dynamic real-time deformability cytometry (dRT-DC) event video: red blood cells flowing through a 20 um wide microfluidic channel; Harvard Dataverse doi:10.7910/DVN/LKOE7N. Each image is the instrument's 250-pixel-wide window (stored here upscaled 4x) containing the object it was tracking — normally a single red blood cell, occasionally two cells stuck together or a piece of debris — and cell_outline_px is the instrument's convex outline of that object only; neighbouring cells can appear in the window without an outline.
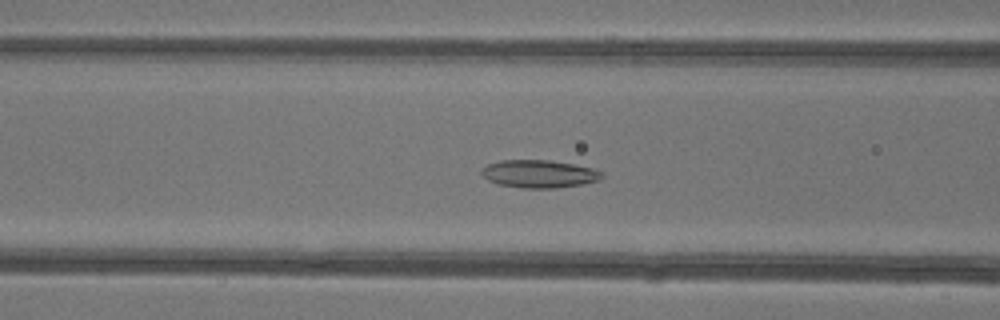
{"species": "common noctule bat (a hibernating species)", "species_latin": "Nyctalus noctula", "temperature_condition": "warm", "stored_images_in_passage": 51, "camera_frame_rate_fps": 3000, "um_per_image_px": 0.085, "animal": {"sex": "female"}, "frame": {"image": 1, "passage_image": 22, "time_ms": 7.0, "image_size_px": [1000, 320], "cell_outline_px": [[604, 176], [600, 180], [584, 184], [556, 188], [520, 188], [496, 184], [488, 180], [480, 172], [488, 164], [500, 160], [548, 160], [572, 164], [592, 168], [600, 172]], "centroid_in_image_um": [45.82, 14.79], "position_along_channel_um": 120.8, "area_um2": 19.48}}
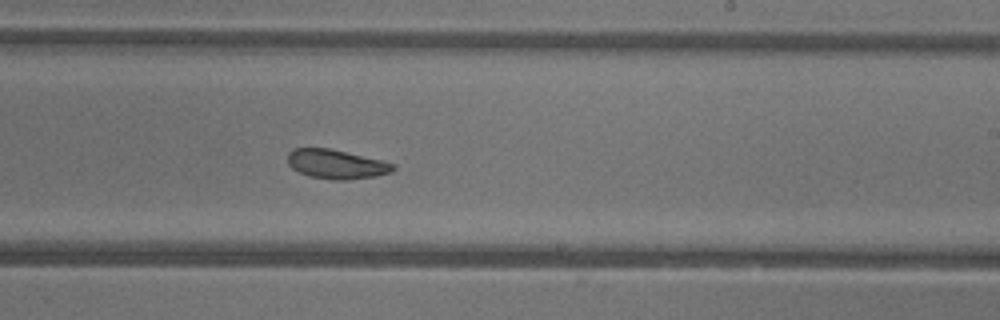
{"frame": {"image": 2, "passage_image": 32, "time_ms": 10.333, "image_size_px": [1000, 320], "cell_outline_px": [[396, 168], [392, 172], [376, 176], [348, 180], [336, 180], [308, 176], [292, 168], [288, 164], [288, 152], [292, 148], [328, 148], [380, 160], [396, 164]], "centroid_in_image_um": [28.58, 13.96], "position_along_channel_um": 260.4, "area_um2": 17.92}}
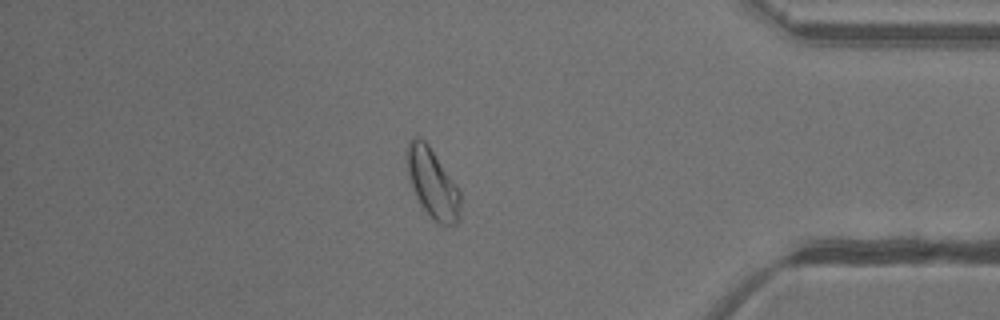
{"frame": {"image": 3, "passage_image": 44, "time_ms": 14.333, "image_size_px": [1000, 320], "cell_outline_px": [[460, 216], [456, 224], [440, 224], [432, 220], [420, 204], [416, 196], [408, 172], [408, 144], [416, 136], [420, 136], [428, 144], [460, 192]], "centroid_in_image_um": [36.78, 15.62], "position_along_channel_um": 398.4, "area_um2": 20.92}, "authors_computed_cell_mechanics": {"area_um2": 20.9236, "velocity_mm_per_s": 4.1909, "shape_relaxation_time_tau1_ms": 9.757, "shape_relaxation_time_tau2_ms": 3.1104, "deformation_change_tau1": 0.1878, "deformation_change_tau2": 0.1025}}